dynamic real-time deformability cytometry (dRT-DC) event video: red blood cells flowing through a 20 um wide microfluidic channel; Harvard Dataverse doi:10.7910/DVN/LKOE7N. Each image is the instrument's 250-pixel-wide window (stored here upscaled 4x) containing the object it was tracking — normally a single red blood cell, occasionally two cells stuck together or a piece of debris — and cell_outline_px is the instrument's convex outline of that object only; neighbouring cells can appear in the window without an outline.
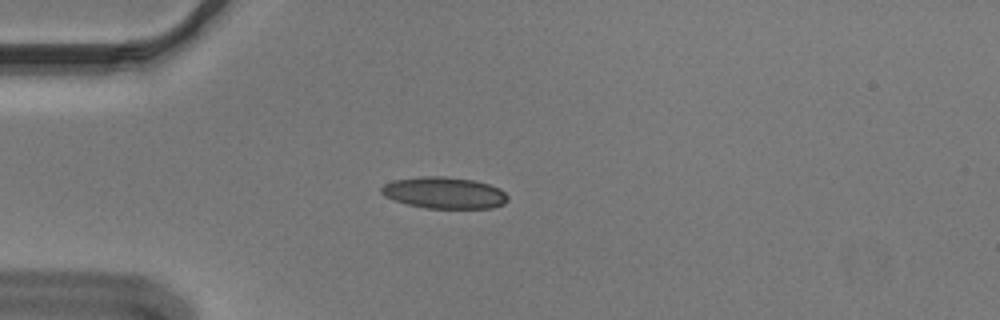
{"species": "Egyptian fruit bat (a non-hibernating species)", "species_latin": "Rousettus aegyptiacus", "temperature_condition": "cold", "stored_images_in_passage": 42, "camera_frame_rate_fps": 3000, "um_per_image_px": 0.085, "animal": {"sex": "male"}, "frame": {"image": 1, "passage_image": 2, "time_ms": 0.333, "image_size_px": [1000, 320], "cell_outline_px": [[508, 200], [504, 204], [492, 208], [424, 208], [408, 204], [384, 196], [380, 192], [380, 188], [384, 184], [392, 180], [420, 176], [444, 176], [472, 180], [488, 184], [500, 188], [508, 196]], "centroid_in_image_um": [37.75, 16.38], "position_along_channel_um": 47.2, "area_um2": 23.29}}
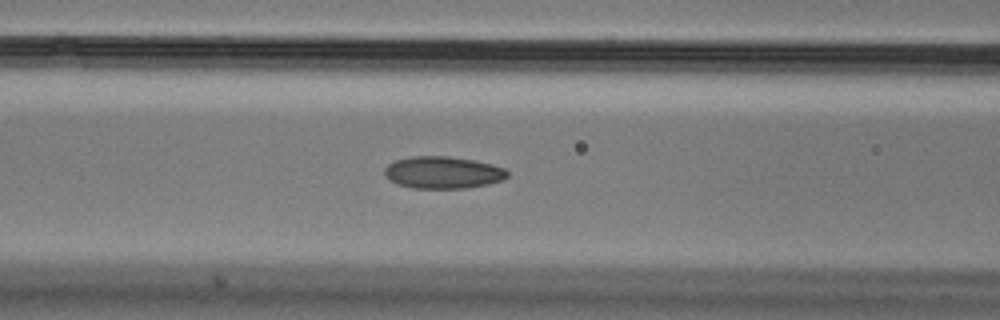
{"frame": {"image": 2, "passage_image": 10, "time_ms": 3.0, "image_size_px": [1000, 320], "cell_outline_px": [[508, 176], [504, 180], [488, 184], [464, 188], [412, 188], [396, 184], [384, 176], [384, 168], [388, 164], [396, 160], [412, 156], [448, 156], [472, 160], [492, 164], [504, 168], [508, 172]], "centroid_in_image_um": [37.63, 14.66], "position_along_channel_um": 129.0, "area_um2": 23.06}}
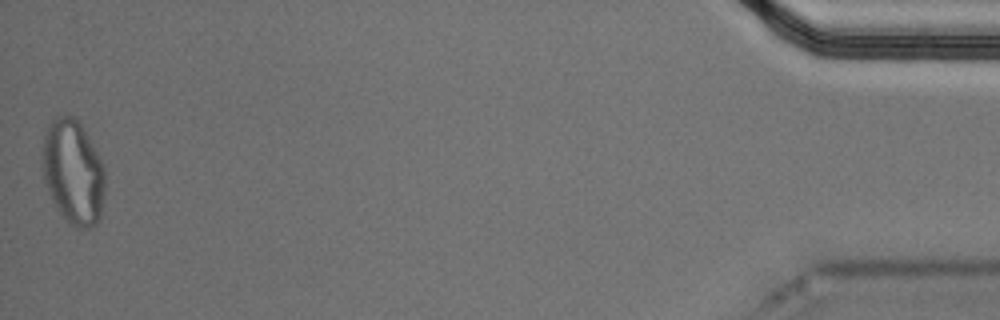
{"frame": {"image": 3, "passage_image": 42, "time_ms": 13.667, "image_size_px": [1000, 320], "cell_outline_px": [[104, 196], [100, 220], [92, 228], [76, 228], [68, 224], [56, 208], [52, 200], [44, 180], [44, 136], [48, 124], [56, 116], [72, 116], [80, 120], [104, 168]], "centroid_in_image_um": [6.24, 14.66], "position_along_channel_um": 429.0, "area_um2": 38.09}, "authors_computed_cell_mechanics": {"area_um2": 23.12, "velocity_mm_per_s": 3.6476, "shape_relaxation_time_tau1_ms": 9.922, "shape_relaxation_time_tau2_ms": 2.3193, "deformation_change_tau1": 0.1995, "deformation_change_tau2": 0.0781}}